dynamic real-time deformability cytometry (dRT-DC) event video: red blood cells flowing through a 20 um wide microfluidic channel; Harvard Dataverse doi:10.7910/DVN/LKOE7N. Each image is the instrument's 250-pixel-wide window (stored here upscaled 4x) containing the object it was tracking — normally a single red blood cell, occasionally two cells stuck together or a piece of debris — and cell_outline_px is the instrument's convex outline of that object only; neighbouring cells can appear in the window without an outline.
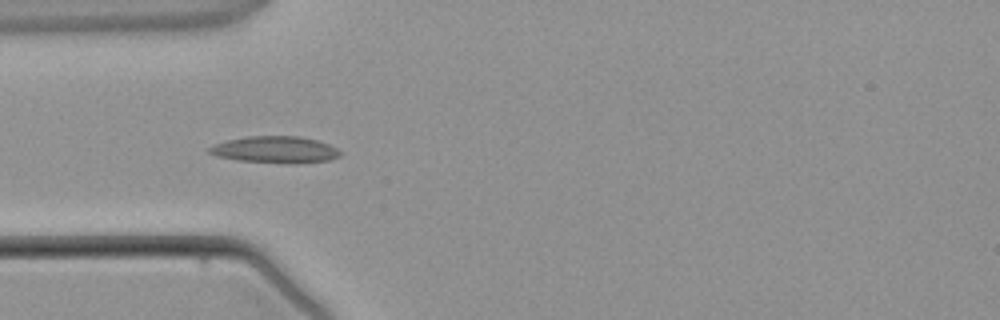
{"species": "common noctule bat (a hibernating species)", "species_latin": "Nyctalus noctula", "temperature_condition": "warm", "stored_images_in_passage": 4, "camera_frame_rate_fps": 3000, "um_per_image_px": 0.085, "animal": {"sex": "male", "body_mass_g": 21.5, "forearm_length_mm": 52.0}, "frame": {"image": 1, "passage_image": 3, "time_ms": 2.667, "image_size_px": [1000, 320], "cell_outline_px": [[344, 152], [340, 156], [328, 160], [296, 164], [284, 164], [236, 160], [216, 156], [208, 152], [208, 148], [216, 144], [228, 140], [248, 136], [300, 136], [316, 140], [328, 144]], "centroid_in_image_um": [23.42, 12.74], "position_along_channel_um": 61.6, "area_um2": 20.58}}
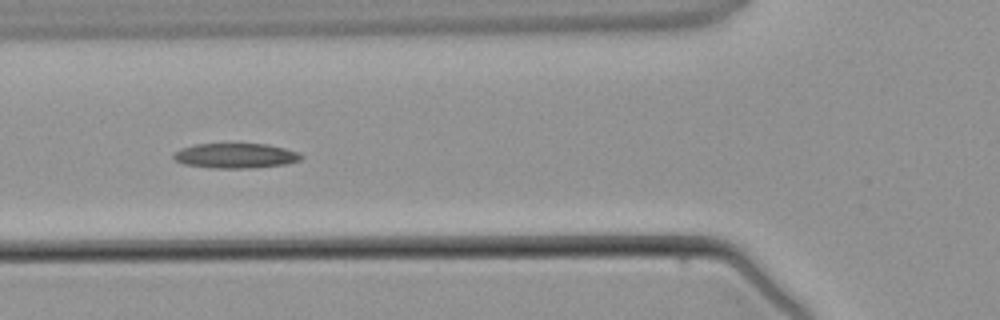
{"frame": {"image": 2, "passage_image": 4, "time_ms": 3.667, "image_size_px": [1000, 320], "cell_outline_px": [[304, 156], [300, 160], [288, 164], [248, 168], [212, 168], [184, 164], [176, 160], [172, 156], [180, 148], [196, 144], [268, 144], [300, 152]], "centroid_in_image_um": [20.06, 13.23], "position_along_channel_um": 105.7, "area_um2": 18.55}}